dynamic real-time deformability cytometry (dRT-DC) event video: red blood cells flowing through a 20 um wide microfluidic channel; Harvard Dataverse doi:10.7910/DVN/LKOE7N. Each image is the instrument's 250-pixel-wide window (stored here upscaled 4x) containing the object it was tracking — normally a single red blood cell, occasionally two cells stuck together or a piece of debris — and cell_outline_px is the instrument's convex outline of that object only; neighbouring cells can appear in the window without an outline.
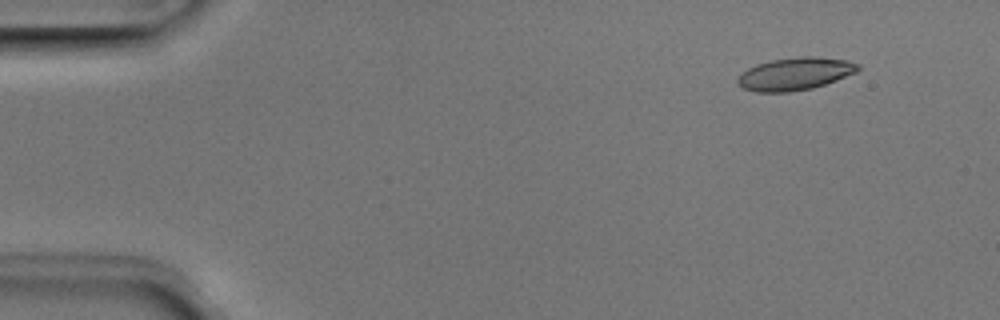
{"species": "Egyptian fruit bat (a non-hibernating species)", "species_latin": "Rousettus aegyptiacus", "temperature_condition": "room temperature", "stored_images_in_passage": 4, "camera_frame_rate_fps": 3000, "um_per_image_px": 0.085, "animal": {"sex": "male"}, "frame": {"image": 1, "passage_image": 2, "time_ms": 0.333, "image_size_px": [1000, 320], "cell_outline_px": [[860, 68], [856, 72], [836, 80], [812, 88], [788, 92], [756, 92], [744, 88], [736, 84], [736, 80], [740, 72], [756, 64], [772, 60], [800, 56], [812, 56], [848, 60], [860, 64]], "centroid_in_image_um": [67.55, 6.27], "position_along_channel_um": 17.5, "area_um2": 22.95}}
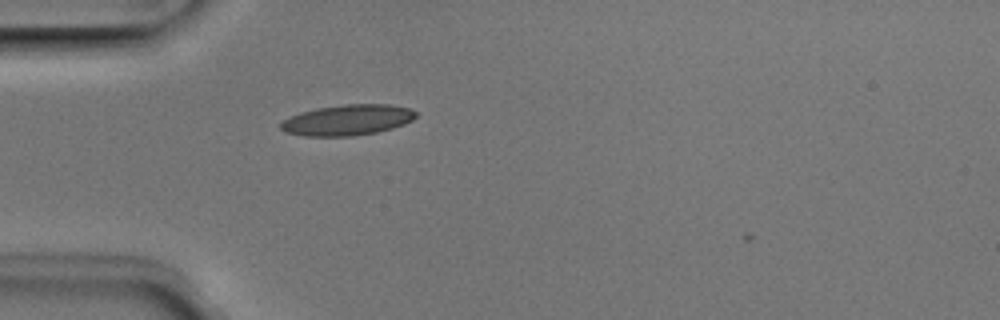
{"frame": {"image": 2, "passage_image": 4, "time_ms": 1.0, "image_size_px": [1000, 320], "cell_outline_px": [[416, 116], [412, 120], [404, 124], [392, 128], [376, 132], [352, 136], [304, 136], [284, 132], [280, 128], [280, 124], [288, 116], [300, 112], [316, 108], [344, 104], [388, 104], [408, 108], [416, 112]], "centroid_in_image_um": [29.49, 10.2], "position_along_channel_um": 55.5, "area_um2": 24.22}}